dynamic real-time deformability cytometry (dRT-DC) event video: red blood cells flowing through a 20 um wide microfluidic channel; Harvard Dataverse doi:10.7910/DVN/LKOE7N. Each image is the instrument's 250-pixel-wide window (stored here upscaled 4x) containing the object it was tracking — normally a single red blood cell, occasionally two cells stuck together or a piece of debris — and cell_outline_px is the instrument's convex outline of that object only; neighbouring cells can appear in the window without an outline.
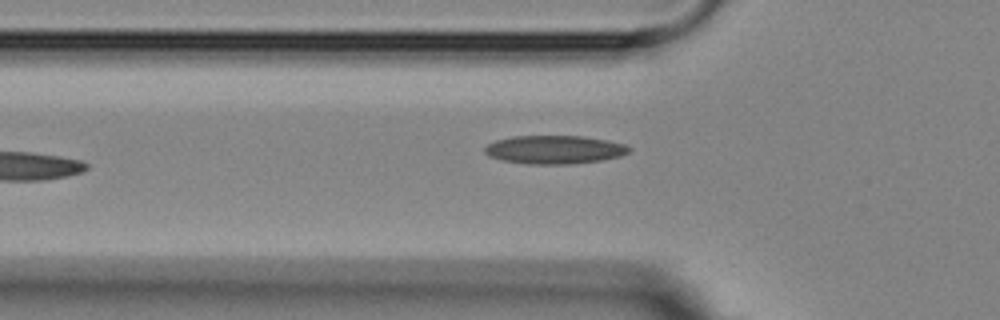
{"species": "Egyptian fruit bat (a non-hibernating species)", "species_latin": "Rousettus aegyptiacus", "temperature_condition": "room temperature", "stored_images_in_passage": 7, "camera_frame_rate_fps": 3000, "um_per_image_px": 0.085, "animal": {"sex": "female"}, "frame": {"image": 1, "passage_image": 6, "time_ms": 5.667, "image_size_px": [1000, 320], "cell_outline_px": [[632, 148], [628, 152], [620, 156], [600, 160], [568, 164], [528, 164], [504, 160], [488, 156], [484, 152], [484, 148], [488, 144], [496, 140], [512, 136], [584, 136], [608, 140], [624, 144]], "centroid_in_image_um": [47.12, 12.71], "position_along_channel_um": 78.7, "area_um2": 23.81}}
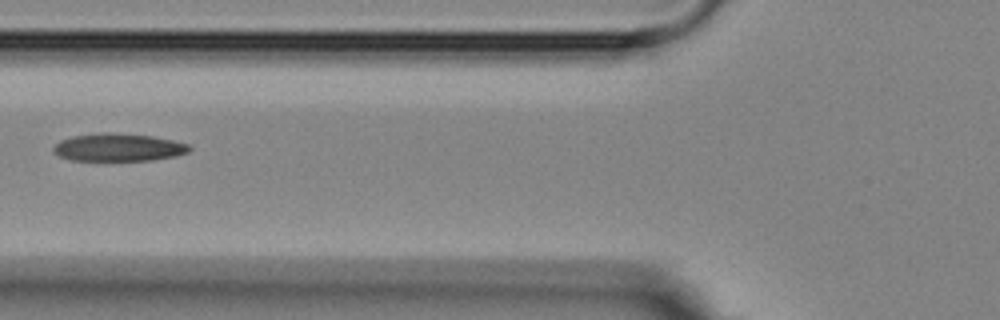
{"frame": {"image": 2, "passage_image": 7, "time_ms": 6.667, "image_size_px": [1000, 320], "cell_outline_px": [[192, 148], [188, 152], [176, 156], [152, 160], [72, 160], [60, 156], [52, 152], [52, 148], [60, 140], [72, 136], [100, 132], [108, 132], [152, 136], [172, 140], [188, 144]], "centroid_in_image_um": [10.05, 12.52], "position_along_channel_um": 115.8, "area_um2": 21.96}}